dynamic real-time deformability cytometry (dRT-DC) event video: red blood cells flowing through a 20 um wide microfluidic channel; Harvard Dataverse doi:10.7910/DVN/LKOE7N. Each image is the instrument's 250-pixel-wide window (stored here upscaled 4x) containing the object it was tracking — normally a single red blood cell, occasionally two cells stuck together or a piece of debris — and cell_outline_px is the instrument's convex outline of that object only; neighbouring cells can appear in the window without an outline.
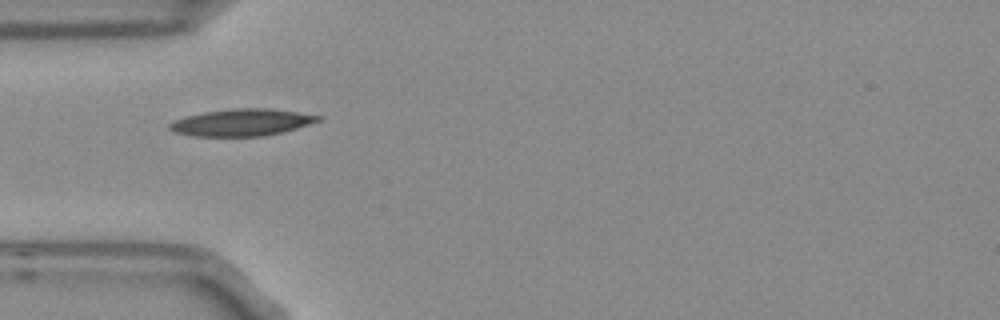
{"species": "Egyptian fruit bat (a non-hibernating species)", "species_latin": "Rousettus aegyptiacus", "temperature_condition": "room temperature", "stored_images_in_passage": 3, "camera_frame_rate_fps": 3000, "um_per_image_px": 0.085, "frame": {"image": 1, "passage_image": 1, "time_ms": 0.0, "image_size_px": [1000, 320], "cell_outline_px": [[324, 116], [320, 120], [296, 128], [264, 136], [192, 136], [172, 132], [168, 128], [168, 124], [172, 120], [184, 116], [204, 112], [232, 108], [272, 108]], "centroid_in_image_um": [20.49, 10.4], "position_along_channel_um": 64.5, "area_um2": 23.52}}
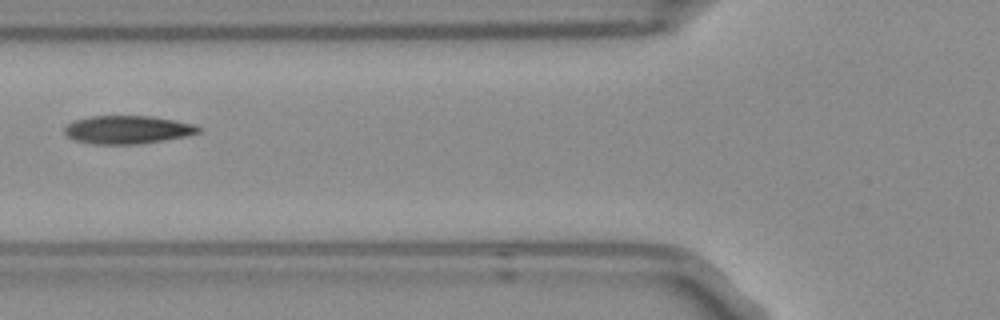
{"frame": {"image": 2, "passage_image": 2, "time_ms": 0.333, "image_size_px": [1000, 320], "cell_outline_px": [[204, 128], [200, 132], [184, 136], [164, 140], [140, 144], [92, 144], [76, 140], [68, 136], [64, 132], [64, 128], [72, 120], [88, 116], [152, 116], [176, 120], [192, 124]], "centroid_in_image_um": [10.84, 11.01], "position_along_channel_um": 115.0, "area_um2": 22.08}}